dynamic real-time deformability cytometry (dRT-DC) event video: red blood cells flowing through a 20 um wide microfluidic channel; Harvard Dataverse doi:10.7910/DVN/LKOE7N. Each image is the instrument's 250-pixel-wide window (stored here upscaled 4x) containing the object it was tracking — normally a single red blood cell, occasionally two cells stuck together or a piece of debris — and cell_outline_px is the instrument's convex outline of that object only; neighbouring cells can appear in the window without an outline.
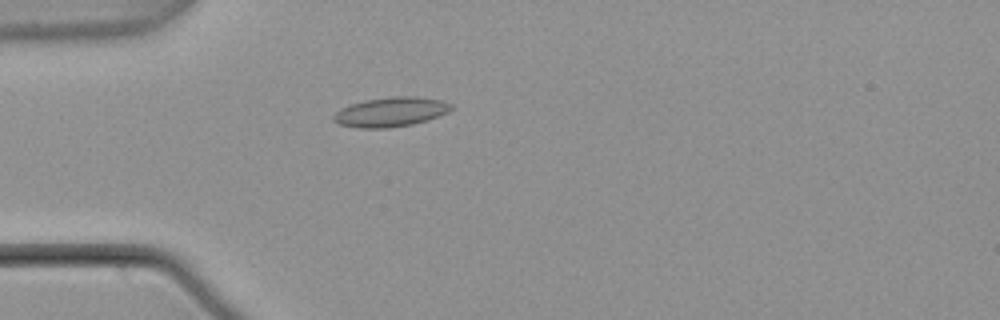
{"species": "common noctule bat (a hibernating species)", "species_latin": "Nyctalus noctula", "temperature_condition": "warm", "stored_images_in_passage": 5, "camera_frame_rate_fps": 3000, "um_per_image_px": 0.085, "animal": {"sex": "male", "body_mass_g": 21.5, "forearm_length_mm": 52.0}, "frame": {"image": 1, "passage_image": 5, "time_ms": 1.333, "image_size_px": [1000, 320], "cell_outline_px": [[456, 108], [448, 112], [428, 120], [412, 124], [388, 128], [356, 128], [340, 124], [332, 120], [332, 116], [340, 108], [364, 100], [392, 96], [416, 96], [440, 100], [452, 104]], "centroid_in_image_um": [33.22, 9.51], "position_along_channel_um": 51.8, "area_um2": 20.4}}